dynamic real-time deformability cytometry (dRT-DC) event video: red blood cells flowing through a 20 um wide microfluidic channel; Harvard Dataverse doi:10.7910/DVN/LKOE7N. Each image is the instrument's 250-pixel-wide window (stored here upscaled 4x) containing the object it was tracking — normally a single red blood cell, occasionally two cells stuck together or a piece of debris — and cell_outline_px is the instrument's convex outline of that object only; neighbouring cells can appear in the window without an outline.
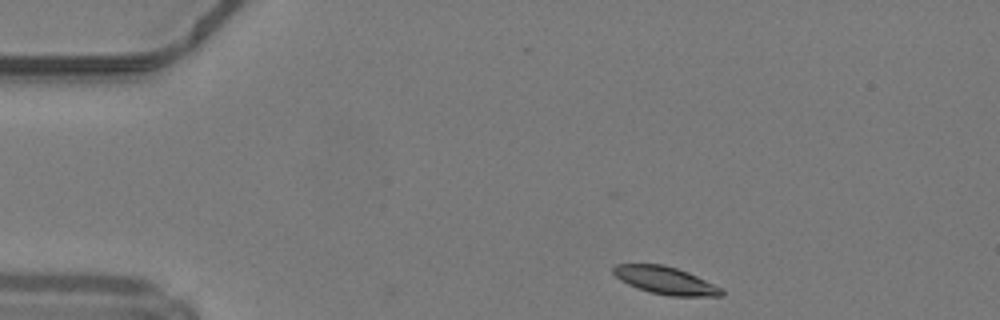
{"species": "common noctule bat (a hibernating species)", "species_latin": "Nyctalus noctula", "temperature_condition": "warm", "stored_images_in_passage": 39, "camera_frame_rate_fps": 3000, "um_per_image_px": 0.085, "animal": {"sex": "male", "body_mass_g": 19.2, "forearm_length_mm": 51.8}, "frame": {"image": 1, "passage_image": 1, "time_ms": 0.0, "image_size_px": [1000, 320], "cell_outline_px": [[724, 296], [668, 296], [648, 292], [628, 284], [620, 280], [612, 272], [612, 268], [616, 264], [660, 264], [676, 268], [688, 272], [724, 288]], "centroid_in_image_um": [56.59, 23.85], "position_along_channel_um": 28.4, "area_um2": 17.51}}
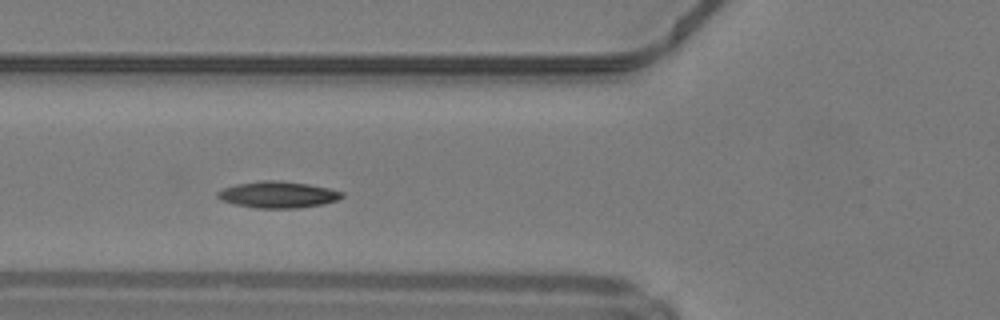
{"frame": {"image": 2, "passage_image": 11, "time_ms": 3.333, "image_size_px": [1000, 320], "cell_outline_px": [[344, 196], [336, 200], [324, 204], [300, 208], [256, 208], [236, 204], [224, 200], [216, 196], [216, 192], [224, 188], [236, 184], [264, 180], [272, 180], [308, 184], [328, 188], [344, 192]], "centroid_in_image_um": [23.65, 16.55], "position_along_channel_um": 102.2, "area_um2": 19.02}}
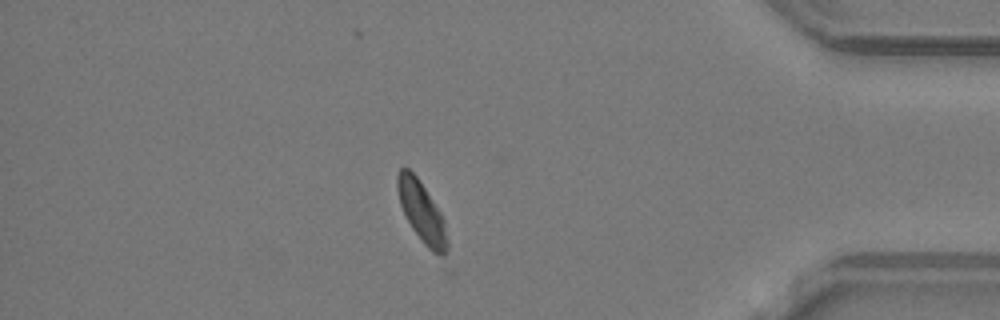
{"frame": {"image": 3, "passage_image": 35, "time_ms": 11.333, "image_size_px": [1000, 320], "cell_outline_px": [[448, 248], [444, 256], [432, 252], [424, 244], [412, 228], [400, 204], [396, 188], [396, 176], [400, 168], [408, 168], [416, 176], [440, 212], [444, 220], [448, 240]], "centroid_in_image_um": [35.84, 18.03], "position_along_channel_um": 399.4, "area_um2": 17.34}, "authors_computed_cell_mechanics": {"area_um2": 18.1492, "velocity_mm_per_s": 4.1925, "shape_relaxation_time_tau1_ms": 8.2502, "shape_relaxation_time_tau2_ms": 6.5573, "deformation_change_tau1": 0.1786, "deformation_change_tau2": 0.1242}}